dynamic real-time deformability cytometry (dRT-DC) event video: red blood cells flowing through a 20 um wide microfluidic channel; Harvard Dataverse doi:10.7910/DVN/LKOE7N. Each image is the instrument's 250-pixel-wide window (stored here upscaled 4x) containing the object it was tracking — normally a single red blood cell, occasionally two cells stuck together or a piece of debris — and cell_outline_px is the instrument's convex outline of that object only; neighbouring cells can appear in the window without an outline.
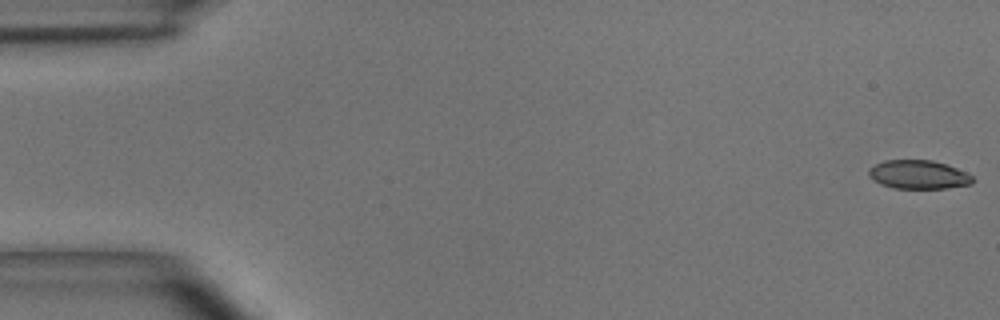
{"species": "common noctule bat (a hibernating species)", "species_latin": "Nyctalus noctula", "temperature_condition": "room temperature", "stored_images_in_passage": 6, "camera_frame_rate_fps": 3000, "um_per_image_px": 0.085, "animal": {"sex": "male", "body_mass_g": 15.6}, "frame": {"image": 1, "passage_image": 1, "time_ms": 0.0, "image_size_px": [1000, 320], "cell_outline_px": [[976, 180], [972, 184], [948, 188], [892, 188], [880, 184], [872, 180], [868, 176], [868, 168], [884, 160], [932, 160], [956, 168], [972, 176]], "centroid_in_image_um": [78.04, 14.85], "position_along_channel_um": 7.0, "area_um2": 17.46}}
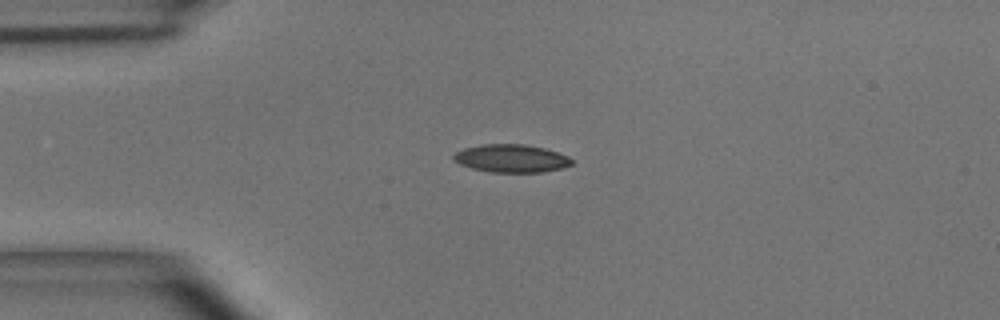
{"frame": {"image": 2, "passage_image": 4, "time_ms": 1.0, "image_size_px": [1000, 320], "cell_outline_px": [[572, 164], [564, 168], [540, 172], [488, 172], [472, 168], [460, 164], [452, 160], [452, 156], [456, 152], [464, 148], [484, 144], [524, 144], [544, 148], [568, 156], [572, 160]], "centroid_in_image_um": [43.44, 13.47], "position_along_channel_um": 41.6, "area_um2": 19.25}}
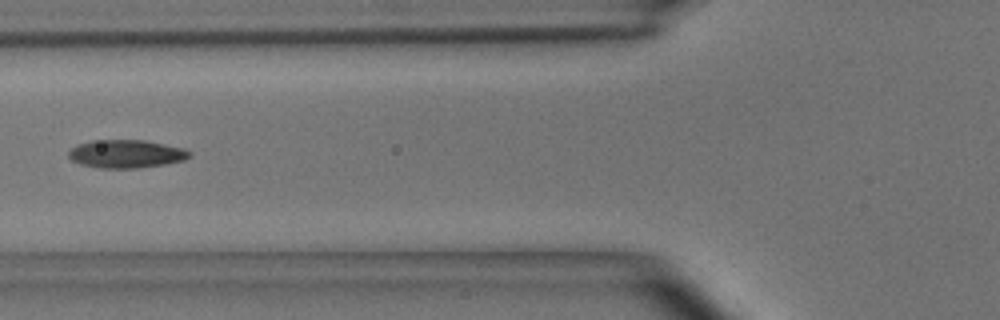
{"frame": {"image": 3, "passage_image": 6, "time_ms": 1.667, "image_size_px": [1000, 320], "cell_outline_px": [[192, 156], [184, 160], [164, 164], [140, 168], [100, 168], [80, 164], [72, 160], [68, 156], [68, 152], [72, 148], [80, 144], [92, 140], [144, 140], [184, 148], [192, 152]], "centroid_in_image_um": [10.75, 13.08], "position_along_channel_um": 115.0, "area_um2": 19.83}}